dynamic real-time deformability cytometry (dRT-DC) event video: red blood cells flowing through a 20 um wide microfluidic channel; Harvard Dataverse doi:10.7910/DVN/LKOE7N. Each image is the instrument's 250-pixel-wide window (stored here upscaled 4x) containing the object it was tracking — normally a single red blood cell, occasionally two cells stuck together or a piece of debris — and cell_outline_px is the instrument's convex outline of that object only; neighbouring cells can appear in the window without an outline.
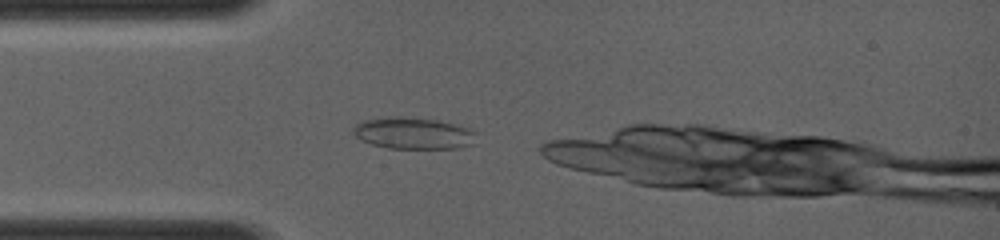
{"species": "common noctule bat (a hibernating species)", "species_latin": "Nyctalus noctula", "temperature_condition": "room temperature", "stored_images_in_passage": 10, "camera_frame_rate_fps": 4000, "um_per_image_px": 0.085, "animal": {"sex": "female", "body_mass_g": 19.0, "forearm_length_mm": 56.7}, "frame": {"image": 1, "passage_image": 2, "time_ms": 0.25, "image_size_px": [1000, 240], "cell_outline_px": [[476, 144], [460, 148], [388, 148], [372, 144], [360, 140], [352, 132], [352, 128], [356, 124], [364, 120], [396, 116], [400, 116], [436, 120], [456, 124], [468, 128], [476, 132]], "centroid_in_image_um": [35.16, 11.33], "position_along_channel_um": 49.8, "area_um2": 22.83}}
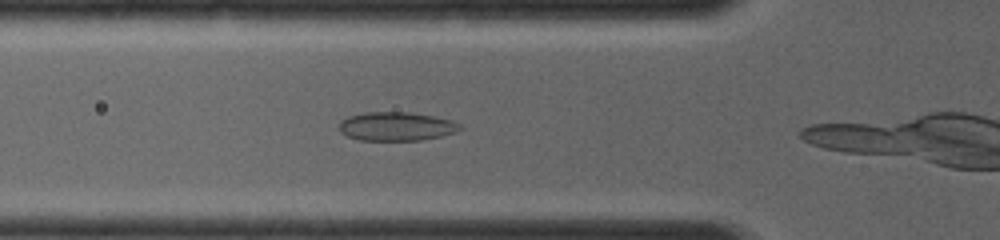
{"frame": {"image": 2, "passage_image": 6, "time_ms": 1.25, "image_size_px": [1000, 240], "cell_outline_px": [[464, 128], [456, 132], [440, 136], [420, 140], [360, 140], [348, 136], [340, 132], [340, 124], [348, 116], [364, 112], [408, 112], [432, 116], [448, 120], [460, 124]], "centroid_in_image_um": [33.69, 10.74], "position_along_channel_um": 92.1, "area_um2": 20.0}}
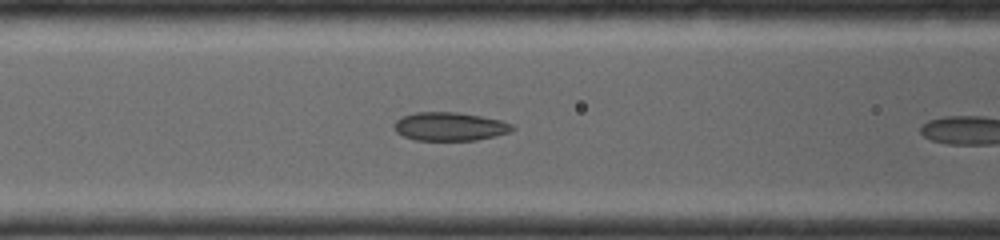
{"frame": {"image": 3, "passage_image": 9, "time_ms": 2.0, "image_size_px": [1000, 240], "cell_outline_px": [[516, 128], [508, 132], [496, 136], [476, 140], [416, 140], [404, 136], [396, 132], [392, 128], [392, 124], [396, 120], [404, 116], [416, 112], [456, 112], [480, 116], [500, 120], [512, 124]], "centroid_in_image_um": [38.2, 10.75], "position_along_channel_um": 128.4, "area_um2": 19.59}}